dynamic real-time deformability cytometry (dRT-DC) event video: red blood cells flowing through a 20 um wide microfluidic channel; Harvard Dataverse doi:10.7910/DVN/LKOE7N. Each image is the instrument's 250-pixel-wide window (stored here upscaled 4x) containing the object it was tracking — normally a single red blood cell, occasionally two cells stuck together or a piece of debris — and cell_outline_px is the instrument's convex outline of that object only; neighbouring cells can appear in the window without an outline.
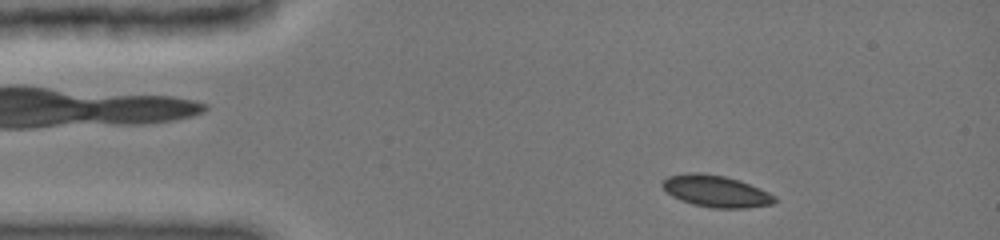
{"species": "common noctule bat (a hibernating species)", "species_latin": "Nyctalus noctula", "temperature_condition": "cold", "stored_images_in_passage": 65, "camera_frame_rate_fps": 3000, "um_per_image_px": 0.085, "animal": {"sex": "female", "body_mass_g": 19.0, "forearm_length_mm": 51.5}, "frame": {"image": 1, "passage_image": 3, "time_ms": 0.667, "image_size_px": [1000, 240], "cell_outline_px": [[776, 200], [772, 204], [744, 208], [712, 208], [692, 204], [680, 200], [672, 196], [660, 184], [668, 176], [688, 172], [700, 172], [724, 176], [740, 180], [760, 188], [776, 196]], "centroid_in_image_um": [60.85, 16.24], "position_along_channel_um": 24.2, "area_um2": 20.81}}
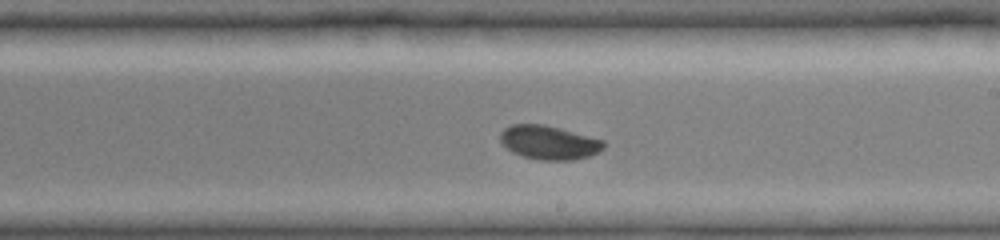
{"frame": {"image": 2, "passage_image": 35, "time_ms": 7.667, "image_size_px": [1000, 240], "cell_outline_px": [[604, 148], [600, 152], [588, 156], [572, 160], [540, 160], [524, 156], [512, 152], [500, 140], [500, 132], [504, 128], [512, 124], [544, 124], [560, 128], [604, 140]], "centroid_in_image_um": [46.67, 12.1], "position_along_channel_um": 242.3, "area_um2": 20.35}}
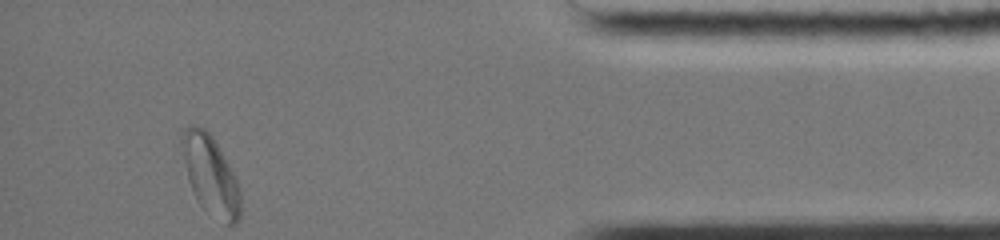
{"frame": {"image": 3, "passage_image": 64, "time_ms": 13.0, "image_size_px": [1000, 240], "cell_outline_px": [[240, 216], [236, 224], [228, 224], [200, 204], [188, 180], [180, 144], [180, 136], [184, 128], [188, 124], [196, 124], [204, 128], [212, 136], [232, 172], [240, 188]], "centroid_in_image_um": [17.86, 14.8], "position_along_channel_um": 417.3, "area_um2": 26.41}, "authors_computed_cell_mechanics": {"area_um2": 20.9814, "velocity_mm_per_s": 3.9408, "shape_relaxation_time_tau1_ms": 8.3512, "shape_relaxation_time_tau2_ms": null, "deformation_change_tau1": 0.1343, "deformation_change_tau2": null}}